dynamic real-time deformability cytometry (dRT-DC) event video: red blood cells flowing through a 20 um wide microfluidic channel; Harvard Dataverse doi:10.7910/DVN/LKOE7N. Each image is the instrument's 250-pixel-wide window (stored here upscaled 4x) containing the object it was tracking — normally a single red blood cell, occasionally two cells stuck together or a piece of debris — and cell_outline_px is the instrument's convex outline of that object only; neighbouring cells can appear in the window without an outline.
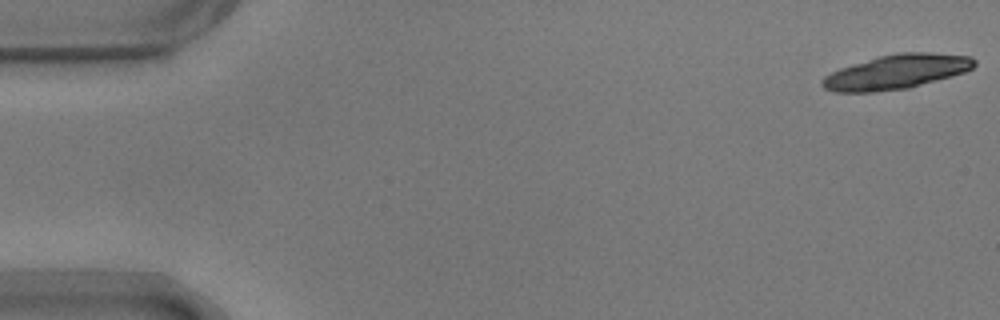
{"species": "common noctule bat (a hibernating species)", "species_latin": "Nyctalus noctula", "temperature_condition": "warm", "stored_images_in_passage": 19, "camera_frame_rate_fps": 3000, "um_per_image_px": 0.085, "animal": {"sex": "male", "body_mass_g": 17.9}, "frame": {"image": 1, "passage_image": 1, "time_ms": 0.0, "image_size_px": [1000, 320], "cell_outline_px": [[976, 64], [972, 68], [964, 72], [952, 76], [908, 88], [876, 92], [832, 92], [824, 88], [820, 84], [820, 80], [824, 76], [840, 68], [880, 56], [896, 52], [928, 52], [972, 56], [976, 60]], "centroid_in_image_um": [76.19, 6.11], "position_along_channel_um": 8.8, "area_um2": 30.58}}